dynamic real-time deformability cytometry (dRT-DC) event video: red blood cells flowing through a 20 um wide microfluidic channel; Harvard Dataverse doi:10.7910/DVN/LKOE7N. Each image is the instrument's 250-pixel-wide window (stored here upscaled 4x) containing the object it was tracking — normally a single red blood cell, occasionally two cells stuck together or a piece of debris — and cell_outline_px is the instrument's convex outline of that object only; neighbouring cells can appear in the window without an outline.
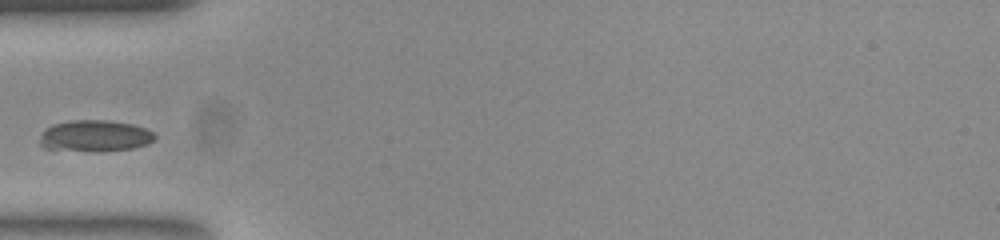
{"species": "common noctule bat (a hibernating species)", "species_latin": "Nyctalus noctula", "temperature_condition": "room temperature", "stored_images_in_passage": 33, "camera_frame_rate_fps": 3000, "um_per_image_px": 0.085, "animal": {"sex": "female", "body_mass_g": 23.0, "forearm_length_mm": 53.4}, "frame": {"image": 1, "passage_image": 1, "time_ms": 0.0, "image_size_px": [1000, 240], "cell_outline_px": [[156, 140], [148, 144], [132, 148], [44, 148], [40, 144], [40, 136], [52, 124], [72, 120], [104, 120], [132, 124], [144, 128], [152, 132], [156, 136]], "centroid_in_image_um": [8.11, 11.49], "position_along_channel_um": 76.9, "area_um2": 19.77}}
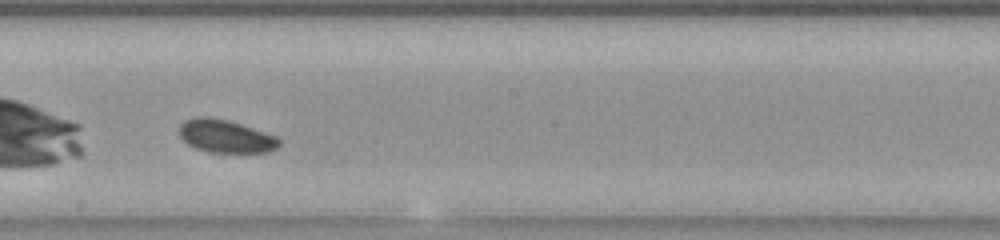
{"frame": {"image": 2, "passage_image": 13, "time_ms": 4.0, "image_size_px": [1000, 240], "cell_outline_px": [[280, 144], [276, 148], [268, 152], [208, 152], [196, 148], [188, 144], [180, 136], [180, 124], [184, 120], [196, 116], [208, 116], [228, 120], [276, 136], [280, 140]], "centroid_in_image_um": [19.15, 11.57], "position_along_channel_um": 229.0, "area_um2": 19.07}}
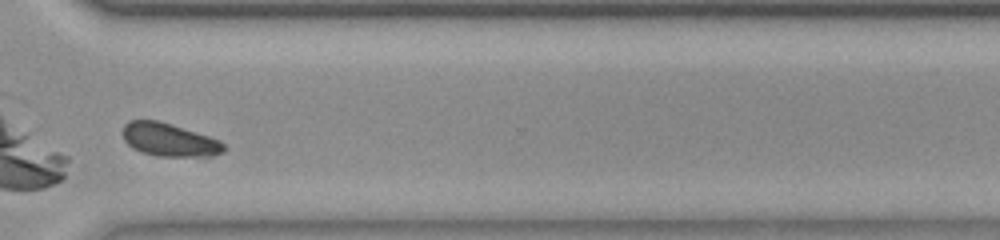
{"frame": {"image": 3, "passage_image": 23, "time_ms": 7.333, "image_size_px": [1000, 240], "cell_outline_px": [[224, 152], [204, 160], [160, 156], [140, 152], [132, 148], [124, 140], [124, 124], [128, 120], [160, 120], [220, 140], [224, 144]], "centroid_in_image_um": [14.46, 11.94], "position_along_channel_um": 356.1, "area_um2": 20.29}}